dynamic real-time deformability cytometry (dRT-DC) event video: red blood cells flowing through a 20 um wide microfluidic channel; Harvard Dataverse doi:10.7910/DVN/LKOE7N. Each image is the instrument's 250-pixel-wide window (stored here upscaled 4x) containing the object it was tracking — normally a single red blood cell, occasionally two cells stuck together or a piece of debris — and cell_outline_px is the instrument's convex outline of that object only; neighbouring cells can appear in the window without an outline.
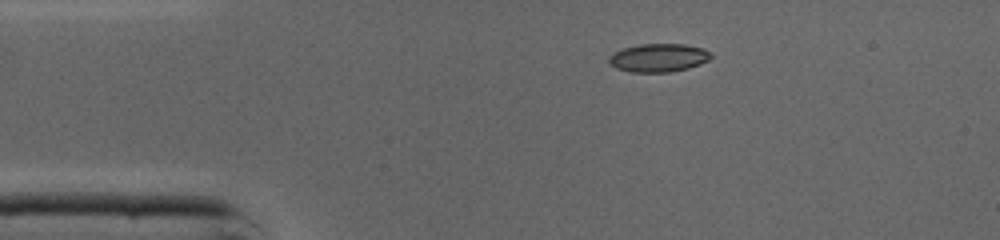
{"species": "common noctule bat (a hibernating species)", "species_latin": "Nyctalus noctula", "temperature_condition": "cold", "stored_images_in_passage": 38, "camera_frame_rate_fps": 3000, "um_per_image_px": 0.085, "animal": {"sex": "male", "body_mass_g": 19.0, "forearm_length_mm": 50.8}, "frame": {"image": 1, "passage_image": 1, "time_ms": 0.0, "image_size_px": [1000, 240], "cell_outline_px": [[712, 56], [708, 60], [700, 64], [688, 68], [672, 72], [632, 72], [616, 68], [608, 60], [608, 56], [612, 52], [624, 48], [640, 44], [684, 44], [704, 48]], "centroid_in_image_um": [55.96, 4.91], "position_along_channel_um": 29.0, "area_um2": 16.82}}
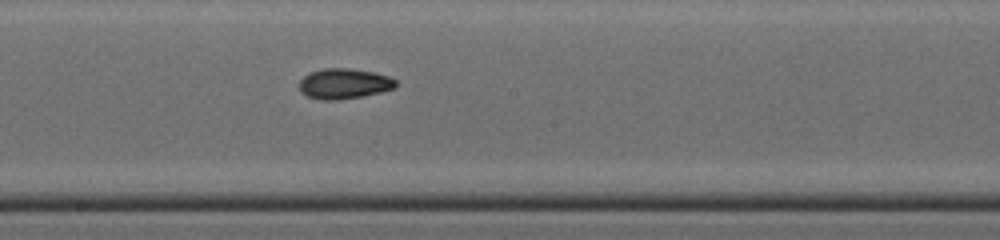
{"frame": {"image": 2, "passage_image": 17, "time_ms": 5.333, "image_size_px": [1000, 240], "cell_outline_px": [[396, 88], [380, 92], [360, 96], [336, 100], [320, 100], [308, 96], [300, 92], [300, 80], [304, 76], [312, 72], [324, 68], [348, 68], [372, 72], [388, 76], [396, 80]], "centroid_in_image_um": [29.24, 7.11], "position_along_channel_um": 219.0, "area_um2": 16.88}}
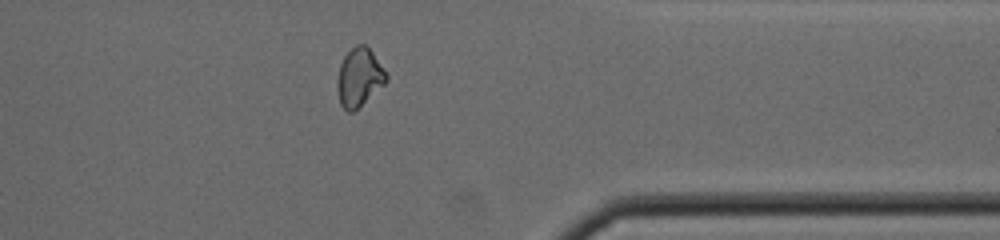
{"frame": {"image": 3, "passage_image": 29, "time_ms": 9.333, "image_size_px": [1000, 240], "cell_outline_px": [[388, 80], [384, 84], [352, 112], [348, 112], [340, 104], [336, 88], [336, 80], [340, 64], [344, 56], [356, 44], [364, 44], [372, 52], [388, 76]], "centroid_in_image_um": [30.5, 6.57], "position_along_channel_um": 380.9, "area_um2": 16.42}, "authors_computed_cell_mechanics": {"area_um2": 16.8198, "velocity_mm_per_s": 4.3641, "shape_relaxation_time_tau1_ms": null, "shape_relaxation_time_tau2_ms": 3.6862, "deformation_change_tau1": null, "deformation_change_tau2": 0.0773}}